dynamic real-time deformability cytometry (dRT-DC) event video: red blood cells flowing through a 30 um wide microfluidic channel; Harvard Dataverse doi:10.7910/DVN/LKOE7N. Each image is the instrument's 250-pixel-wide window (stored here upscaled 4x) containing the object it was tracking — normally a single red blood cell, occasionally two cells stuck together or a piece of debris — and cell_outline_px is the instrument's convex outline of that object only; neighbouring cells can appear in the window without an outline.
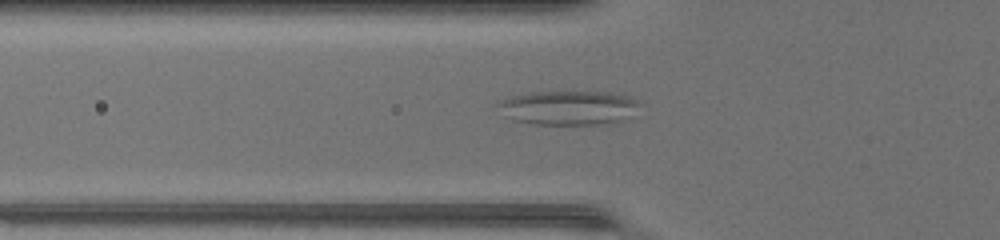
{"species": "common noctule bat (a hibernating species)", "species_latin": "Nyctalus noctula", "temperature_condition": "warm", "stored_images_in_passage": 44, "camera_frame_rate_fps": 3000, "um_per_image_px": 0.085, "animal": {"sex": "female", "body_mass_g": 17.0, "forearm_length_mm": 48.0}, "frame": {"image": 1, "passage_image": 12, "time_ms": 3.667, "image_size_px": [1000, 240], "cell_outline_px": [[636, 104], [616, 120], [592, 124], [536, 124], [516, 120], [500, 104], [504, 100], [512, 96], [528, 92], [604, 92], [628, 96], [636, 100]], "centroid_in_image_um": [48.25, 9.12], "position_along_channel_um": 77.5, "area_um2": 26.13}}
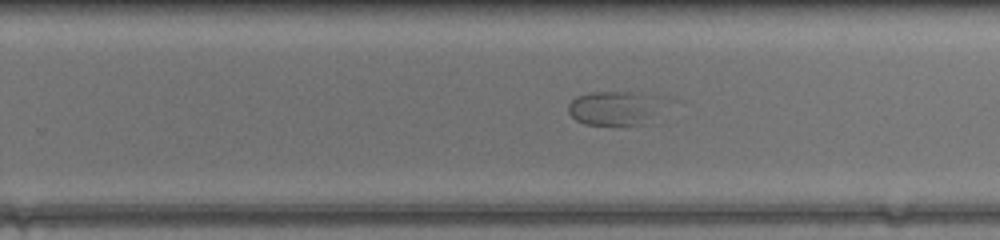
{"frame": {"image": 2, "passage_image": 26, "time_ms": 8.333, "image_size_px": [1000, 240], "cell_outline_px": [[640, 124], [584, 124], [576, 120], [568, 112], [568, 104], [576, 96], [592, 92], [628, 92], [636, 96]], "centroid_in_image_um": [51.44, 9.22], "position_along_channel_um": 278.4, "area_um2": 14.74}}
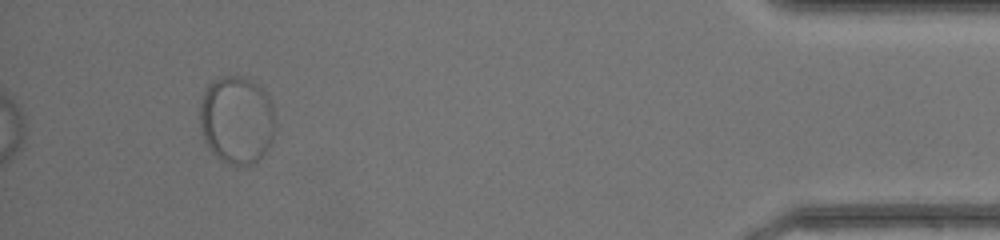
{"frame": {"image": 3, "passage_image": 40, "time_ms": 13.0, "image_size_px": [1000, 240], "cell_outline_px": [[276, 132], [272, 140], [264, 152], [252, 164], [232, 164], [224, 160], [208, 144], [204, 136], [200, 124], [200, 108], [204, 92], [208, 84], [224, 76], [240, 76], [264, 88], [272, 104]], "centroid_in_image_um": [20.16, 10.14], "position_along_channel_um": 415.0, "area_um2": 37.86}}